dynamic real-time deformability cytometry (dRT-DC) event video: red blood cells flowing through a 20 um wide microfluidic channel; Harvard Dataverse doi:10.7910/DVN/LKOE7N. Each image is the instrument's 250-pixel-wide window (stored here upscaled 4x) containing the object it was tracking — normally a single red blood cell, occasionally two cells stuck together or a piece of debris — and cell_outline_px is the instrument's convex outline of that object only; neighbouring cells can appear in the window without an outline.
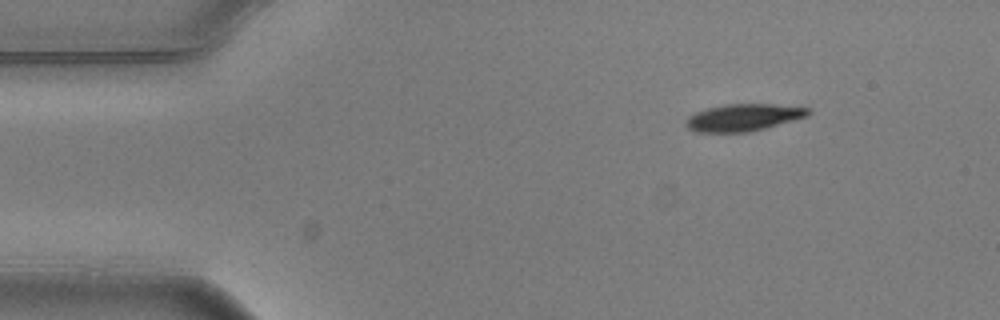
{"species": "common noctule bat (a hibernating species)", "species_latin": "Nyctalus noctula", "temperature_condition": "warm", "stored_images_in_passage": 4, "camera_frame_rate_fps": 3000, "um_per_image_px": 0.085, "animal": {"sex": "male", "body_mass_g": 20.5, "forearm_length_mm": 52.5}, "frame": {"image": 1, "passage_image": 1, "time_ms": 0.0, "image_size_px": [1000, 320], "cell_outline_px": [[812, 112], [808, 116], [764, 128], [748, 132], [696, 132], [688, 128], [684, 124], [684, 120], [688, 116], [696, 112], [708, 108], [724, 104], [772, 104], [812, 108]], "centroid_in_image_um": [63.18, 9.98], "position_along_channel_um": 21.8, "area_um2": 19.36}}
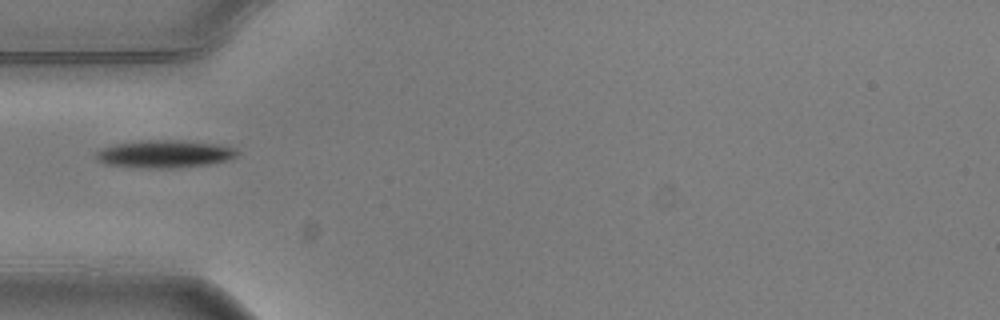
{"frame": {"image": 2, "passage_image": 4, "time_ms": 1.0, "image_size_px": [1000, 320], "cell_outline_px": [[240, 152], [236, 156], [228, 160], [208, 164], [180, 168], [140, 168], [104, 164], [96, 160], [96, 152], [100, 148], [116, 144], [140, 140], [184, 140], [224, 144], [236, 148]], "centroid_in_image_um": [14.02, 13.08], "position_along_channel_um": 71.0, "area_um2": 23.29}}